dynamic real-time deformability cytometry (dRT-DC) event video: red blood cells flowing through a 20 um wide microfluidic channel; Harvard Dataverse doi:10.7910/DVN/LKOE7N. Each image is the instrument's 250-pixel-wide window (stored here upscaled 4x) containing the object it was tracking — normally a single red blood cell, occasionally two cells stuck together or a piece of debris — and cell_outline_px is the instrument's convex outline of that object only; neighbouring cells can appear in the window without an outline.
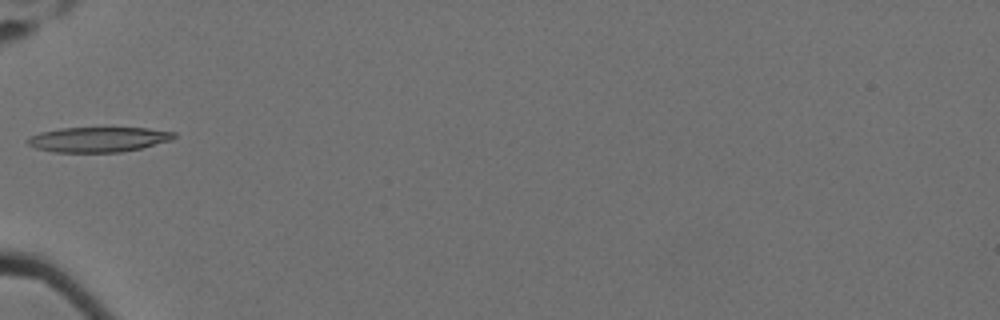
{"species": "Egyptian fruit bat (a non-hibernating species)", "species_latin": "Rousettus aegyptiacus", "temperature_condition": "cold", "stored_images_in_passage": 38, "camera_frame_rate_fps": 3000, "um_per_image_px": 0.085, "animal": {"sex": "female"}, "frame": {"image": 1, "passage_image": 1, "time_ms": 0.0, "image_size_px": [1000, 320], "cell_outline_px": [[176, 136], [172, 140], [140, 148], [120, 152], [52, 152], [36, 148], [28, 144], [24, 140], [28, 136], [40, 132], [60, 128], [148, 128], [176, 132]], "centroid_in_image_um": [8.32, 11.85], "position_along_channel_um": 76.7, "area_um2": 21.44}}
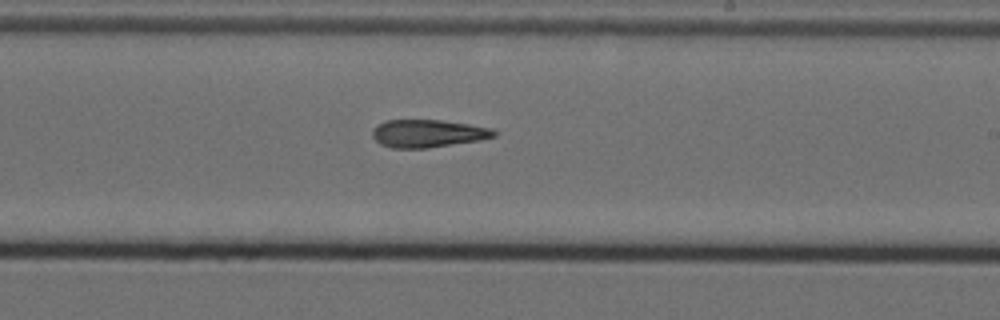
{"frame": {"image": 2, "passage_image": 16, "time_ms": 5.0, "image_size_px": [1000, 320], "cell_outline_px": [[496, 136], [480, 140], [428, 148], [392, 148], [380, 144], [372, 136], [372, 128], [376, 124], [384, 120], [440, 120], [468, 124], [492, 128], [496, 132]], "centroid_in_image_um": [36.33, 11.34], "position_along_channel_um": 252.7, "area_um2": 19.77}}
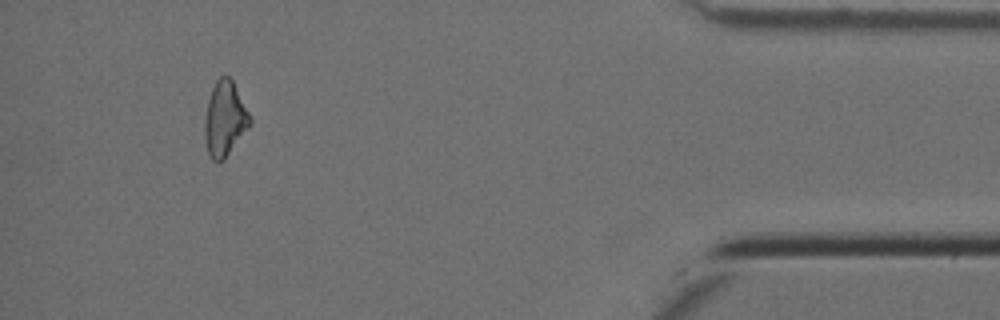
{"frame": {"image": 3, "passage_image": 34, "time_ms": 11.0, "image_size_px": [1000, 320], "cell_outline_px": [[252, 124], [224, 160], [212, 160], [208, 152], [204, 136], [204, 120], [208, 100], [212, 88], [216, 80], [220, 76], [228, 76], [232, 80], [252, 120]], "centroid_in_image_um": [19.1, 10.12], "position_along_channel_um": 416.1, "area_um2": 19.59}}